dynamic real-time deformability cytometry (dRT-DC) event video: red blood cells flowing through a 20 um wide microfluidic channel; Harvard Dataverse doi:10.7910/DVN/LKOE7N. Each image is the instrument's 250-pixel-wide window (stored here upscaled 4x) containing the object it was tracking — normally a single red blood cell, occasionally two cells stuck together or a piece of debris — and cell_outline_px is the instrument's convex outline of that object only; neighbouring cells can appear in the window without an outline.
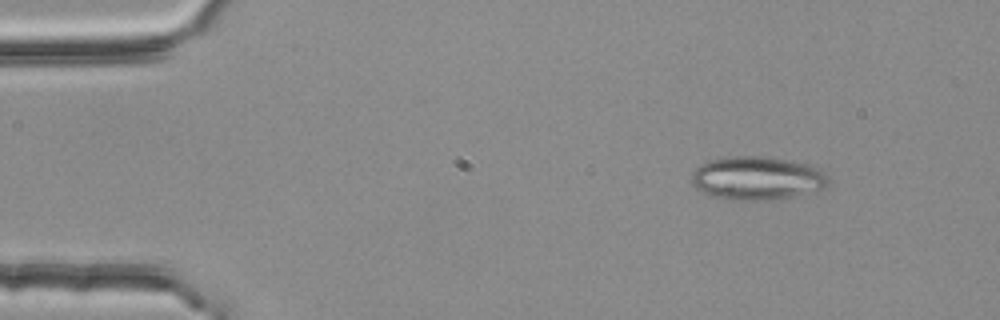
{"species": "common noctule bat (a hibernating species)", "species_latin": "Nyctalus noctula", "temperature_condition": "room temperature", "stored_images_in_passage": 51, "camera_frame_rate_fps": 3000, "um_per_image_px": 0.085, "animal": {"sex": "female", "body_mass_g": 25.1}, "frame": {"image": 1, "passage_image": 4, "time_ms": 1.0, "image_size_px": [1000, 320], "cell_outline_px": [[828, 184], [824, 188], [792, 196], [772, 200], [728, 200], [712, 196], [696, 188], [692, 184], [692, 172], [696, 168], [708, 160], [732, 156], [764, 156], [808, 164], [820, 168], [828, 176]], "centroid_in_image_um": [64.34, 15.14], "position_along_channel_um": 20.7, "area_um2": 34.62}}
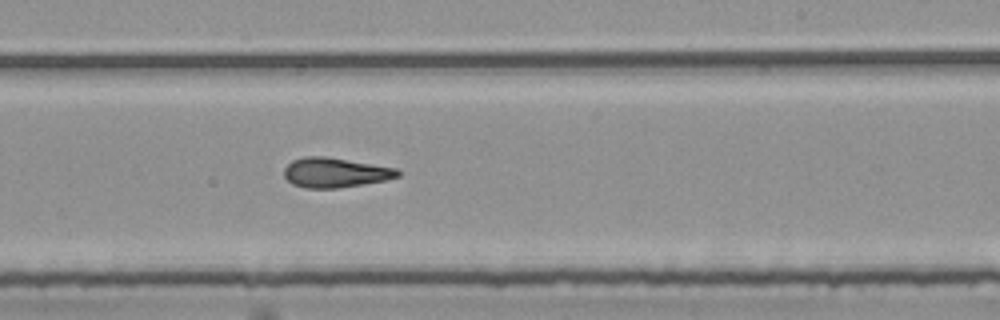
{"frame": {"image": 2, "passage_image": 30, "time_ms": 9.667, "image_size_px": [1000, 320], "cell_outline_px": [[400, 176], [388, 180], [336, 188], [304, 188], [292, 184], [284, 176], [284, 168], [292, 160], [304, 156], [324, 156], [396, 168], [400, 172]], "centroid_in_image_um": [28.47, 14.67], "position_along_channel_um": 260.5, "area_um2": 19.65}}
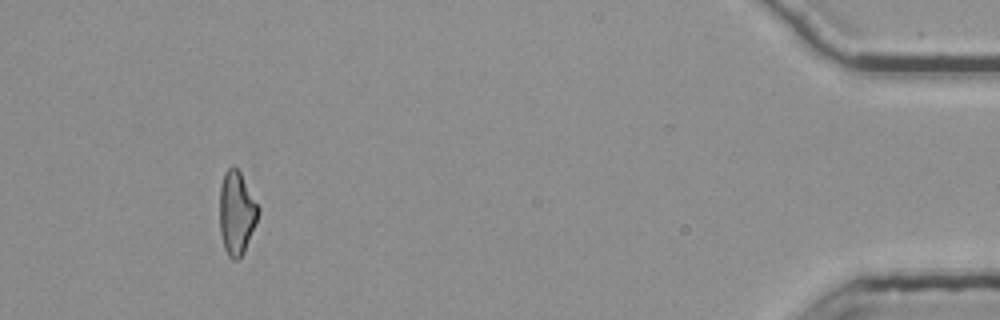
{"frame": {"image": 3, "passage_image": 48, "time_ms": 15.667, "image_size_px": [1000, 320], "cell_outline_px": [[260, 212], [244, 252], [236, 260], [232, 260], [228, 256], [224, 248], [220, 232], [220, 184], [224, 172], [232, 164], [240, 172], [260, 208]], "centroid_in_image_um": [20.1, 18.08], "position_along_channel_um": 415.1, "area_um2": 18.79}, "authors_computed_cell_mechanics": {"area_um2": 19.652, "velocity_mm_per_s": 3.779, "shape_relaxation_time_tau1_ms": null, "shape_relaxation_time_tau2_ms": 3.3341, "deformation_change_tau1": null, "deformation_change_tau2": 0.1396}}